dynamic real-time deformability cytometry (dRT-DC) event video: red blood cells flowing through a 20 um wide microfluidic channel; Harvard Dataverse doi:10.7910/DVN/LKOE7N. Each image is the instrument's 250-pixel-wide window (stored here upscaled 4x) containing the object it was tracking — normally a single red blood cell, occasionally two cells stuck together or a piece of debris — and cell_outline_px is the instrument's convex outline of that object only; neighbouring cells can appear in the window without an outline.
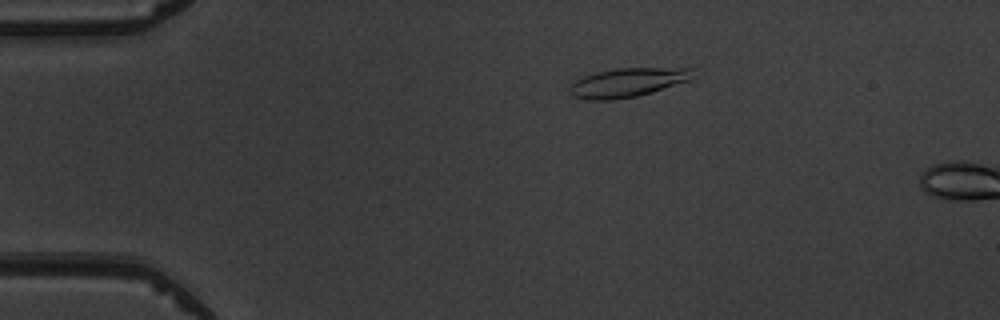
{"species": "common noctule bat (a hibernating species)", "species_latin": "Nyctalus noctula", "temperature_condition": "warm", "stored_images_in_passage": 4, "camera_frame_rate_fps": 3000, "um_per_image_px": 0.085, "animal": {"sex": "male", "body_mass_g": 19.5, "forearm_length_mm": 54.6}, "frame": {"image": 1, "passage_image": 3, "time_ms": 2.333, "image_size_px": [1000, 320], "cell_outline_px": [[692, 68], [688, 80], [652, 92], [636, 96], [612, 100], [588, 100], [572, 96], [568, 92], [568, 88], [576, 80], [584, 76], [596, 72], [616, 68]], "centroid_in_image_um": [53.24, 7.02], "position_along_channel_um": 31.8, "area_um2": 20.52}}